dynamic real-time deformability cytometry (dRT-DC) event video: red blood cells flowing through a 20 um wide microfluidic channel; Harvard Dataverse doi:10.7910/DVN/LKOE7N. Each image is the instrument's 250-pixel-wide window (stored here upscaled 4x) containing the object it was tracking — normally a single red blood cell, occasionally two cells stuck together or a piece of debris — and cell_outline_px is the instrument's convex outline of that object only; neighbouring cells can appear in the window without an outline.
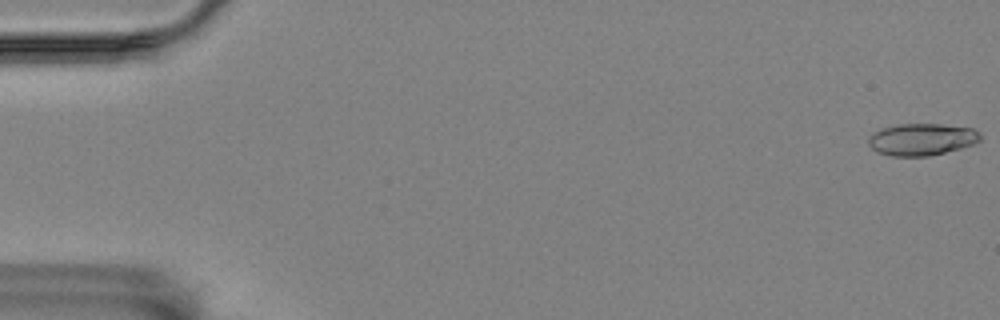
{"species": "Egyptian fruit bat (a non-hibernating species)", "species_latin": "Rousettus aegyptiacus", "temperature_condition": "room temperature", "stored_images_in_passage": 13, "camera_frame_rate_fps": 3000, "um_per_image_px": 0.085, "animal": {"sex": "female"}, "frame": {"image": 1, "passage_image": 1, "time_ms": 0.0, "image_size_px": [1000, 320], "cell_outline_px": [[980, 140], [972, 144], [960, 148], [928, 156], [892, 156], [876, 152], [868, 144], [868, 136], [872, 132], [880, 128], [900, 124], [940, 124], [972, 128], [980, 132]], "centroid_in_image_um": [78.29, 11.84], "position_along_channel_um": 6.7, "area_um2": 20.87}}